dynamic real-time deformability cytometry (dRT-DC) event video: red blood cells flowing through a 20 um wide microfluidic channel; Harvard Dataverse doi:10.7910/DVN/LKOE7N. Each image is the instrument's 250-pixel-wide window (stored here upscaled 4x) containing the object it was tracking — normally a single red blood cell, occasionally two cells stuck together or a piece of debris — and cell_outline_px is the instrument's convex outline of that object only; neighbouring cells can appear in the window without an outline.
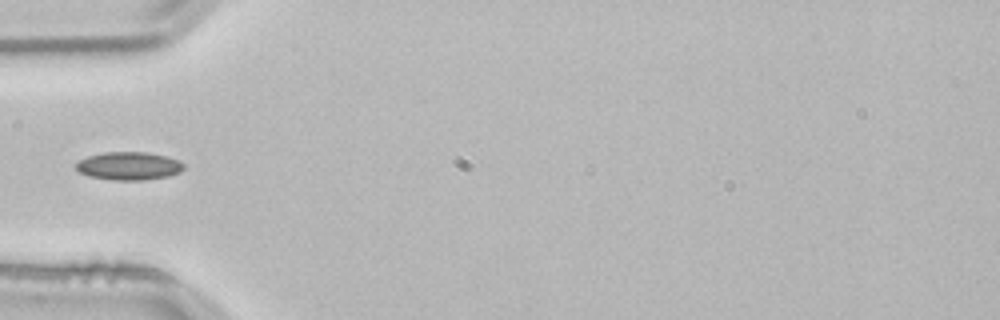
{"species": "common noctule bat (a hibernating species)", "species_latin": "Nyctalus noctula", "temperature_condition": "room temperature", "stored_images_in_passage": 37, "camera_frame_rate_fps": 3000, "um_per_image_px": 0.085, "animal": {"sex": "male", "body_mass_g": 21.5, "forearm_length_mm": 52.0}, "frame": {"image": 1, "passage_image": 1, "time_ms": 0.0, "image_size_px": [1000, 320], "cell_outline_px": [[184, 168], [180, 172], [168, 176], [144, 180], [112, 180], [88, 176], [80, 172], [76, 168], [76, 164], [80, 160], [88, 156], [104, 152], [148, 152], [168, 156], [180, 160], [184, 164]], "centroid_in_image_um": [10.99, 14.1], "position_along_channel_um": 74.0, "area_um2": 17.74}}
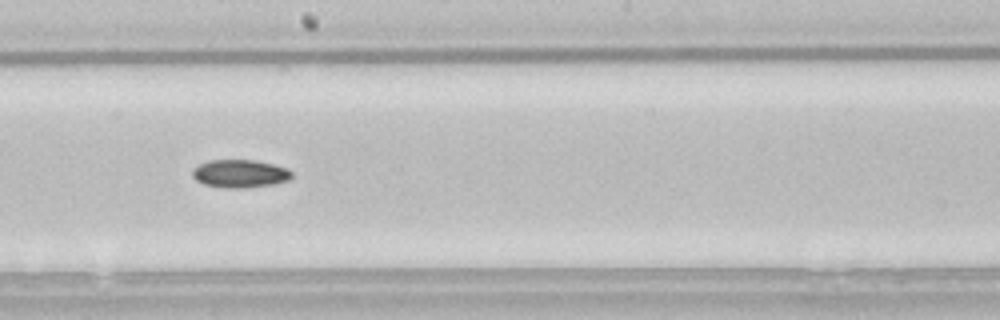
{"frame": {"image": 2, "passage_image": 13, "time_ms": 4.0, "image_size_px": [1000, 320], "cell_outline_px": [[292, 176], [288, 180], [272, 184], [244, 188], [220, 188], [204, 184], [196, 180], [192, 176], [192, 168], [208, 160], [256, 160], [288, 168], [292, 172]], "centroid_in_image_um": [20.37, 14.76], "position_along_channel_um": 227.8, "area_um2": 16.3}}
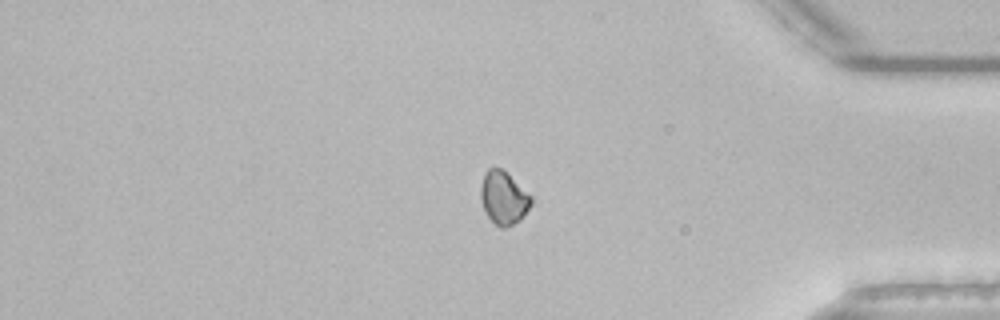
{"frame": {"image": 3, "passage_image": 28, "time_ms": 9.0, "image_size_px": [1000, 320], "cell_outline_px": [[532, 200], [524, 216], [520, 220], [504, 228], [500, 228], [484, 212], [480, 200], [480, 188], [484, 176], [488, 168], [500, 168], [532, 196]], "centroid_in_image_um": [42.78, 16.84], "position_along_channel_um": 392.4, "area_um2": 15.32}}